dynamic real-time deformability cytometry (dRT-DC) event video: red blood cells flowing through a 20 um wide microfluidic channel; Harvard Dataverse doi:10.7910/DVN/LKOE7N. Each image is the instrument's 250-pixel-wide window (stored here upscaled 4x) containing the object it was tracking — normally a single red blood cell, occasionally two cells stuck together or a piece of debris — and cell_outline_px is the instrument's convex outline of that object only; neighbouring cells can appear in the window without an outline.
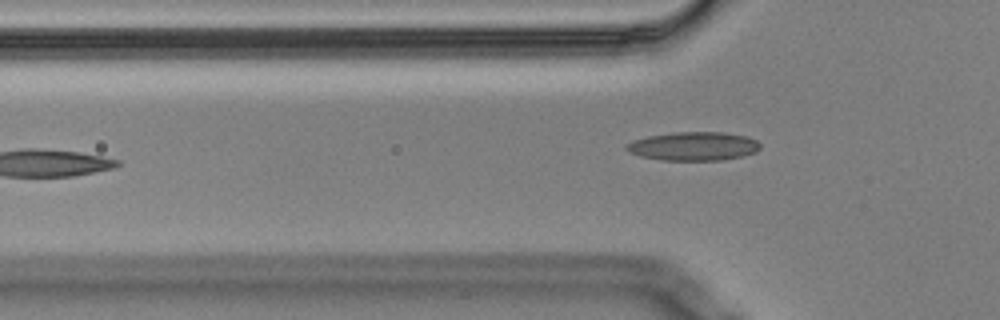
{"species": "Egyptian fruit bat (a non-hibernating species)", "species_latin": "Rousettus aegyptiacus", "temperature_condition": "cold", "stored_images_in_passage": 3, "camera_frame_rate_fps": 3000, "um_per_image_px": 0.085, "animal": {"sex": "male"}, "frame": {"image": 1, "passage_image": 3, "time_ms": 0.667, "image_size_px": [1000, 320], "cell_outline_px": [[760, 148], [756, 152], [744, 156], [724, 160], [660, 160], [640, 156], [628, 152], [624, 148], [628, 144], [636, 140], [648, 136], [676, 132], [724, 132], [748, 136], [756, 140], [760, 144]], "centroid_in_image_um": [58.99, 12.43], "position_along_channel_um": 66.8, "area_um2": 22.43}}